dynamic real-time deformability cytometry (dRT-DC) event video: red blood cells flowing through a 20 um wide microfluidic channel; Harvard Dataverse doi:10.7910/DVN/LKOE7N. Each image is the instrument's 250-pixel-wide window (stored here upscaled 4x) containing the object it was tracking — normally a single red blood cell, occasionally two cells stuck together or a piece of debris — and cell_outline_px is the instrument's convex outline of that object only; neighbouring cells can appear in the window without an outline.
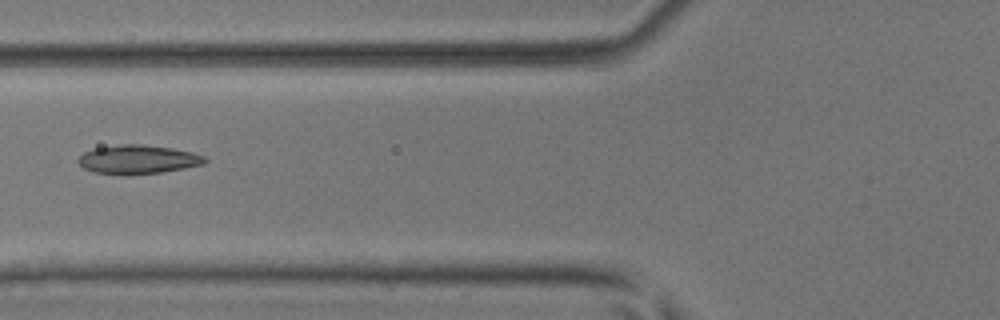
{"species": "common noctule bat (a hibernating species)", "species_latin": "Nyctalus noctula", "temperature_condition": "room temperature", "stored_images_in_passage": 3, "camera_frame_rate_fps": 3000, "um_per_image_px": 0.085, "animal": {"sex": "male", "body_mass_g": 17.9, "forearm_length_mm": 54.2}, "frame": {"image": 1, "passage_image": 2, "time_ms": 0.333, "image_size_px": [1000, 320], "cell_outline_px": [[208, 160], [204, 164], [184, 168], [160, 172], [124, 176], [92, 172], [84, 168], [76, 160], [84, 152], [96, 148], [120, 144], [140, 144], [172, 148], [192, 152], [204, 156]], "centroid_in_image_um": [11.7, 13.56], "position_along_channel_um": 114.1, "area_um2": 21.44}}
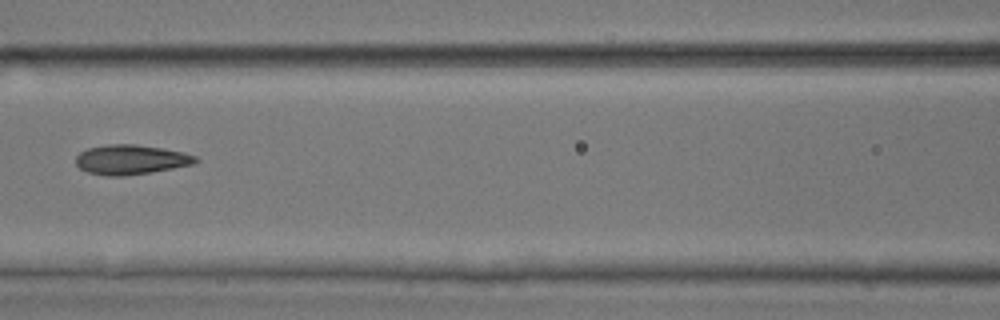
{"frame": {"image": 2, "passage_image": 3, "time_ms": 0.667, "image_size_px": [1000, 320], "cell_outline_px": [[200, 160], [192, 164], [152, 172], [124, 176], [108, 176], [88, 172], [80, 168], [76, 164], [76, 156], [80, 152], [88, 148], [108, 144], [136, 144], [184, 152], [196, 156]], "centroid_in_image_um": [11.12, 13.56], "position_along_channel_um": 155.5, "area_um2": 20.63}}